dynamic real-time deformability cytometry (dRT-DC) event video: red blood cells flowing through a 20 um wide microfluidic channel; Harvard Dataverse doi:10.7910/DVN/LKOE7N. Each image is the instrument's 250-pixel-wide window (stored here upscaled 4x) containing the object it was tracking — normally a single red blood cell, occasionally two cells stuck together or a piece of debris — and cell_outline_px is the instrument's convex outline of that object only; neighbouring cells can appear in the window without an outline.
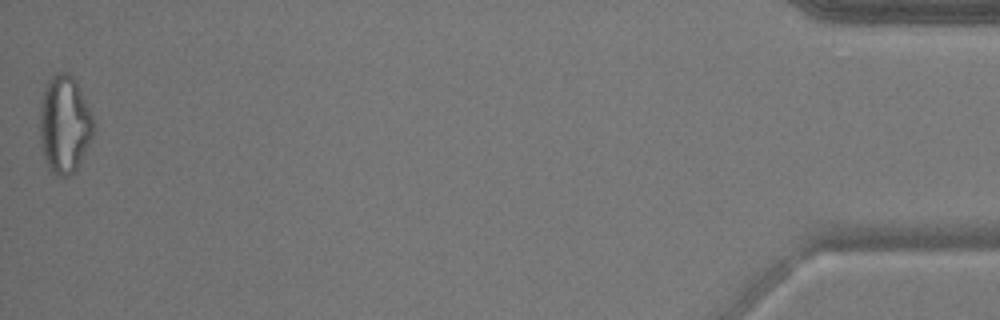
{"species": "common noctule bat (a hibernating species)", "species_latin": "Nyctalus noctula", "temperature_condition": "warm", "stored_images_in_passage": 47, "camera_frame_rate_fps": 3000, "um_per_image_px": 0.085, "animal": {"sex": "male", "body_mass_g": 17.9}, "frame": {"image": 1, "passage_image": 47, "time_ms": 15.333, "image_size_px": [1000, 320], "cell_outline_px": [[96, 128], [80, 164], [76, 172], [68, 176], [56, 176], [48, 168], [44, 160], [40, 140], [40, 104], [48, 80], [56, 72], [68, 72], [76, 80], [92, 112], [96, 124]], "centroid_in_image_um": [5.51, 10.59], "position_along_channel_um": 429.7, "area_um2": 31.21}}